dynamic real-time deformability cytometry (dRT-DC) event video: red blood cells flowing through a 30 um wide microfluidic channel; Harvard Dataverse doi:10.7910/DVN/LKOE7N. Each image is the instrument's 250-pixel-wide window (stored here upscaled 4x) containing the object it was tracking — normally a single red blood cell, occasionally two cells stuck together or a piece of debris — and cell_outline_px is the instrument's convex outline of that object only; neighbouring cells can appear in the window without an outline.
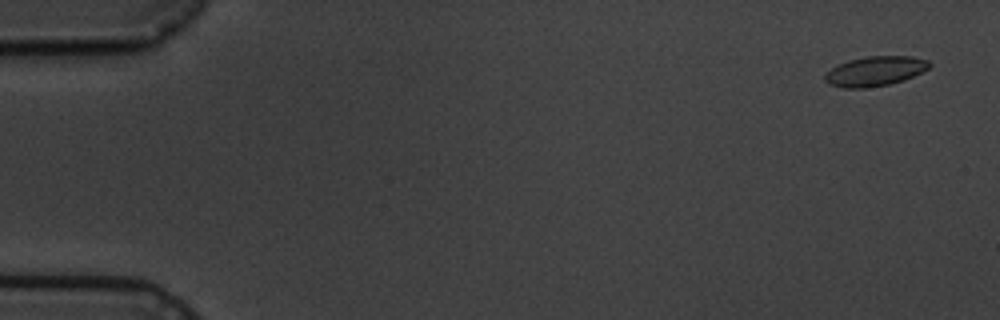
{"species": "common noctule bat (a hibernating species)", "species_latin": "Nyctalus noctula", "temperature_condition": "cold", "stored_images_in_passage": 6, "camera_frame_rate_fps": 3000, "um_per_image_px": 0.085, "animal": {"sex": "male", "body_mass_g": 19.5, "forearm_length_mm": 54.6}, "frame": {"image": 1, "passage_image": 1, "time_ms": 0.0, "image_size_px": [1000, 320], "cell_outline_px": [[932, 64], [928, 68], [904, 80], [888, 84], [864, 88], [844, 88], [828, 84], [824, 80], [824, 76], [832, 68], [848, 60], [868, 56], [912, 56], [928, 60]], "centroid_in_image_um": [74.38, 6.05], "position_along_channel_um": 10.6, "area_um2": 17.92}}
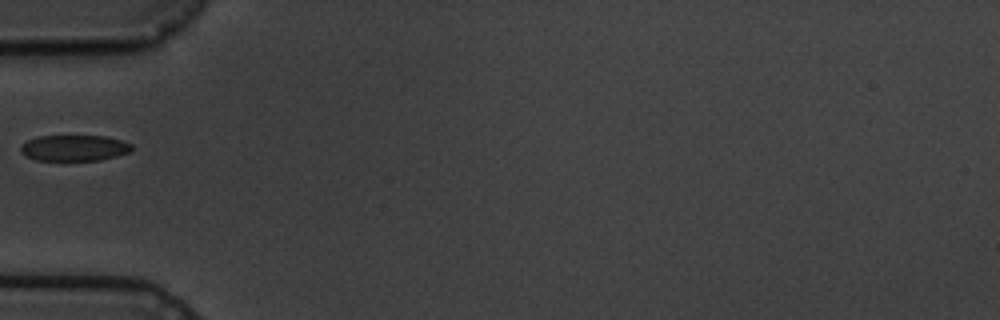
{"frame": {"image": 2, "passage_image": 5, "time_ms": 5.667, "image_size_px": [1000, 320], "cell_outline_px": [[132, 148], [128, 152], [116, 156], [100, 160], [36, 160], [24, 156], [20, 152], [20, 144], [36, 136], [104, 136], [120, 140], [132, 144]], "centroid_in_image_um": [6.25, 12.57], "position_along_channel_um": 78.8, "area_um2": 16.82}}
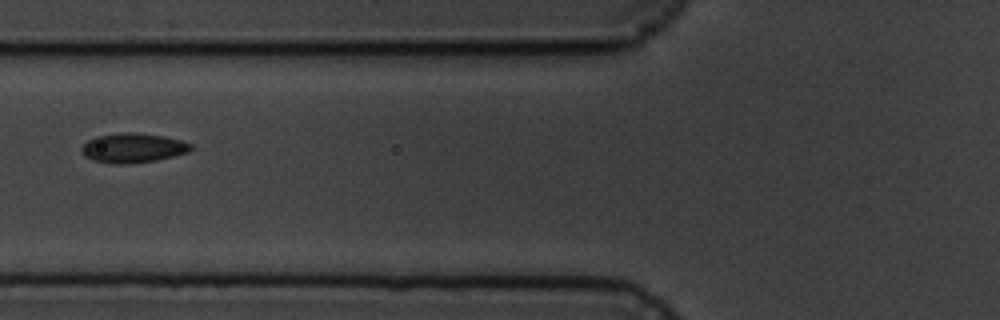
{"frame": {"image": 3, "passage_image": 6, "time_ms": 6.667, "image_size_px": [1000, 320], "cell_outline_px": [[192, 148], [188, 152], [156, 160], [124, 164], [112, 164], [92, 160], [84, 156], [80, 148], [88, 140], [96, 136], [128, 132], [164, 136], [180, 140], [192, 144]], "centroid_in_image_um": [11.27, 12.58], "position_along_channel_um": 114.5, "area_um2": 18.61}}